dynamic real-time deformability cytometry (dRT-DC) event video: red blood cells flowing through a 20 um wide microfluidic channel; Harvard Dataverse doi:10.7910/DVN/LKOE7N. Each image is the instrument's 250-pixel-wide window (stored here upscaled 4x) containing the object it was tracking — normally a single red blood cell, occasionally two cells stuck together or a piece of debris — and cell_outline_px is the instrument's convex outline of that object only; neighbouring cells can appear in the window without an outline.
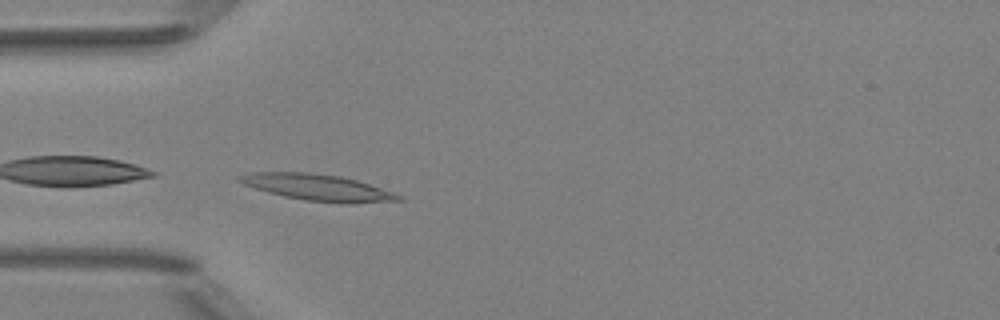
{"species": "Egyptian fruit bat (a non-hibernating species)", "species_latin": "Rousettus aegyptiacus", "temperature_condition": "room temperature", "stored_images_in_passage": 37, "camera_frame_rate_fps": 3000, "um_per_image_px": 0.085, "animal": {"sex": "female"}, "frame": {"image": 1, "passage_image": 1, "time_ms": 0.0, "image_size_px": [1000, 320], "cell_outline_px": [[404, 200], [352, 204], [344, 204], [304, 200], [284, 196], [268, 192], [244, 184], [236, 180], [236, 176], [252, 172], [308, 172], [340, 176], [356, 180], [396, 192], [404, 196]], "centroid_in_image_um": [27.07, 15.94], "position_along_channel_um": 57.9, "area_um2": 24.74}}
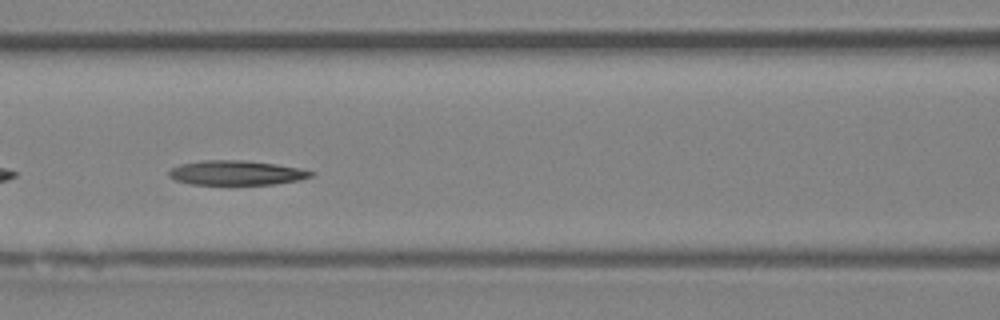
{"frame": {"image": 2, "passage_image": 8, "time_ms": 2.333, "image_size_px": [1000, 320], "cell_outline_px": [[316, 172], [312, 176], [300, 180], [272, 184], [192, 184], [176, 180], [168, 176], [168, 172], [172, 168], [180, 164], [204, 160], [244, 160], [276, 164], [300, 168]], "centroid_in_image_um": [20.11, 14.68], "position_along_channel_um": 146.5, "area_um2": 20.23}}
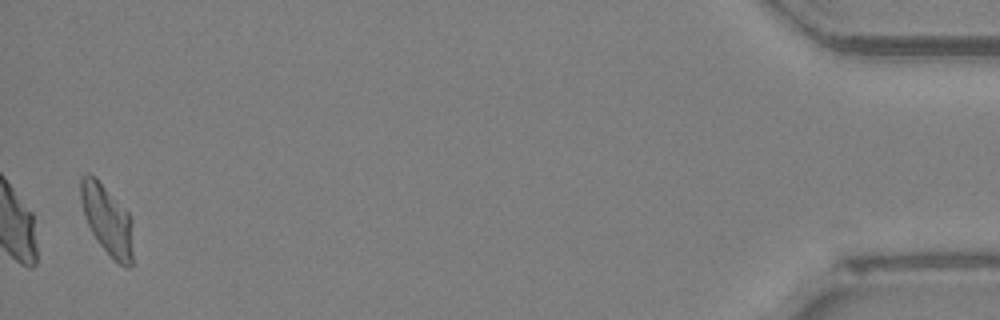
{"frame": {"image": 3, "passage_image": 36, "time_ms": 11.667, "image_size_px": [1000, 320], "cell_outline_px": [[132, 268], [128, 268], [120, 264], [100, 244], [92, 232], [88, 224], [80, 200], [80, 180], [88, 172], [96, 176], [128, 212], [132, 220]], "centroid_in_image_um": [9.12, 18.64], "position_along_channel_um": 426.1, "area_um2": 21.1}, "authors_computed_cell_mechanics": {"area_um2": 20.8658, "velocity_mm_per_s": 3.9676, "shape_relaxation_time_tau1_ms": null, "shape_relaxation_time_tau2_ms": 6.5211, "deformation_change_tau1": null, "deformation_change_tau2": 0.1594}}